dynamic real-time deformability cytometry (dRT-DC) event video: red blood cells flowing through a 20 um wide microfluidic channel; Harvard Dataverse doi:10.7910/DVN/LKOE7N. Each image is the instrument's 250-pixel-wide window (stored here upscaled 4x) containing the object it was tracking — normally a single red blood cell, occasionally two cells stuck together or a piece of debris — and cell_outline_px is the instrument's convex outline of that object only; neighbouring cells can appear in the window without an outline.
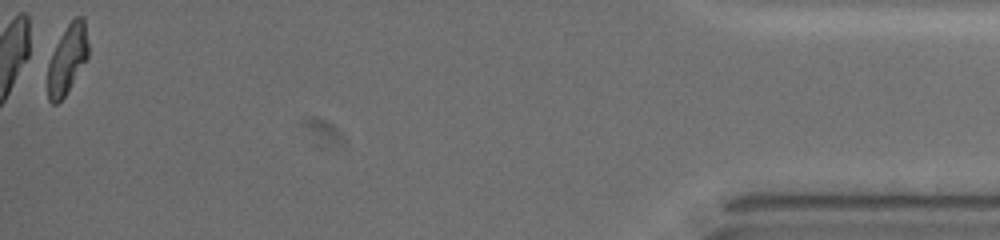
{"species": "common noctule bat (a hibernating species)", "species_latin": "Nyctalus noctula", "temperature_condition": "warm", "stored_images_in_passage": 63, "camera_frame_rate_fps": 3000, "um_per_image_px": 0.085, "animal": {"sex": "female", "body_mass_g": 19.5, "forearm_length_mm": 54.1}, "frame": {"image": 1, "passage_image": 63, "time_ms": 20.667, "image_size_px": [1000, 240], "cell_outline_px": [[88, 56], [64, 96], [56, 104], [52, 104], [48, 100], [48, 64], [52, 52], [60, 36], [68, 24], [76, 16], [84, 16], [88, 44]], "centroid_in_image_um": [5.71, 5.01], "position_along_channel_um": 429.5, "area_um2": 16.01}, "authors_computed_cell_mechanics": {"area_um2": 18.3226, "velocity_mm_per_s": 3.0855, "shape_relaxation_time_tau1_ms": 4.3784, "shape_relaxation_time_tau2_ms": 2.8222, "deformation_change_tau1": 0.1631, "deformation_change_tau2": 0.0828}}